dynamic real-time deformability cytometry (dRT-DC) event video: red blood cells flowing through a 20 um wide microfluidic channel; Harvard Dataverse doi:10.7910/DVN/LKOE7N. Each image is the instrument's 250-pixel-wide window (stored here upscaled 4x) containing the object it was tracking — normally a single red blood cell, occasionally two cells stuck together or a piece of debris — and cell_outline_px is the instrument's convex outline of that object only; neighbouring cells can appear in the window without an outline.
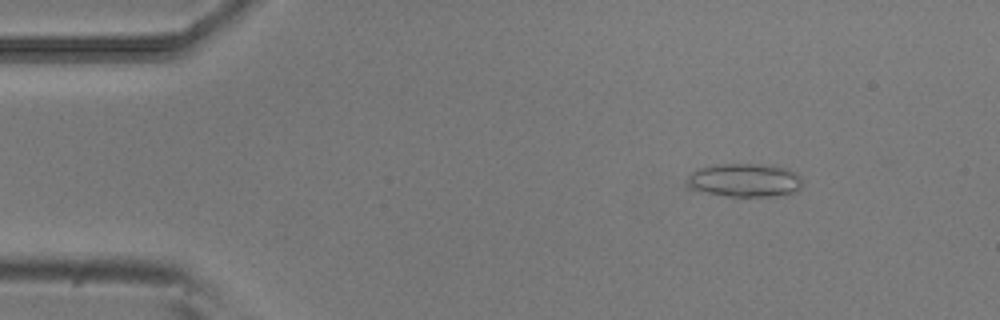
{"species": "common noctule bat (a hibernating species)", "species_latin": "Nyctalus noctula", "temperature_condition": "room temperature", "stored_images_in_passage": 48, "camera_frame_rate_fps": 3000, "um_per_image_px": 0.085, "animal": {"sex": "male", "body_mass_g": 20.5, "forearm_length_mm": 52.5}, "frame": {"image": 1, "passage_image": 3, "time_ms": 0.667, "image_size_px": [1000, 320], "cell_outline_px": [[800, 188], [796, 192], [776, 196], [728, 196], [684, 188], [684, 180], [696, 168], [720, 164], [760, 164], [788, 168], [796, 172], [800, 176]], "centroid_in_image_um": [63.23, 15.32], "position_along_channel_um": 21.8, "area_um2": 22.83}}
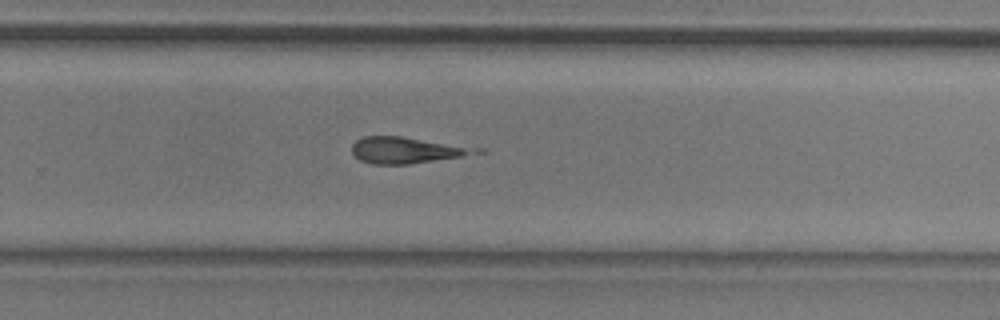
{"frame": {"image": 2, "passage_image": 30, "time_ms": 9.667, "image_size_px": [1000, 320], "cell_outline_px": [[468, 152], [460, 156], [408, 164], [372, 164], [360, 160], [352, 152], [352, 144], [356, 140], [364, 136], [400, 136], [464, 148]], "centroid_in_image_um": [34.14, 12.77], "position_along_channel_um": 295.7, "area_um2": 17.28}}
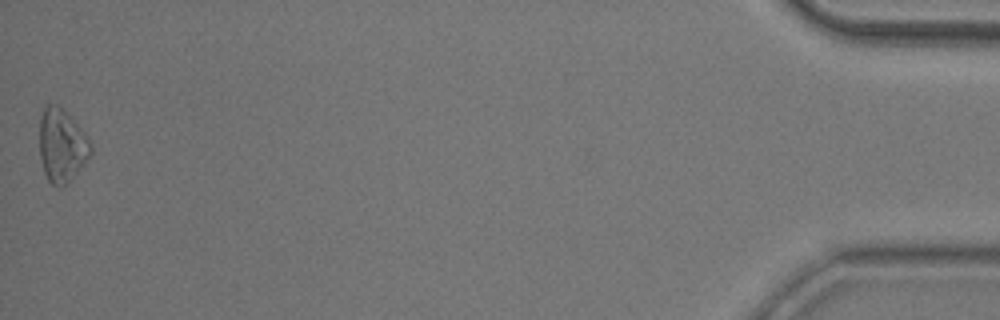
{"frame": {"image": 3, "passage_image": 48, "time_ms": 15.667, "image_size_px": [1000, 320], "cell_outline_px": [[92, 152], [84, 164], [60, 188], [52, 184], [48, 180], [44, 172], [40, 160], [40, 116], [44, 108], [48, 104], [56, 104], [88, 136], [92, 144]], "centroid_in_image_um": [5.24, 12.38], "position_along_channel_um": 430.0, "area_um2": 21.44}, "authors_computed_cell_mechanics": {"area_um2": 19.1896, "velocity_mm_per_s": 3.8854, "shape_relaxation_time_tau1_ms": null, "shape_relaxation_time_tau2_ms": 4.4746, "deformation_change_tau1": null, "deformation_change_tau2": 0.1587}}